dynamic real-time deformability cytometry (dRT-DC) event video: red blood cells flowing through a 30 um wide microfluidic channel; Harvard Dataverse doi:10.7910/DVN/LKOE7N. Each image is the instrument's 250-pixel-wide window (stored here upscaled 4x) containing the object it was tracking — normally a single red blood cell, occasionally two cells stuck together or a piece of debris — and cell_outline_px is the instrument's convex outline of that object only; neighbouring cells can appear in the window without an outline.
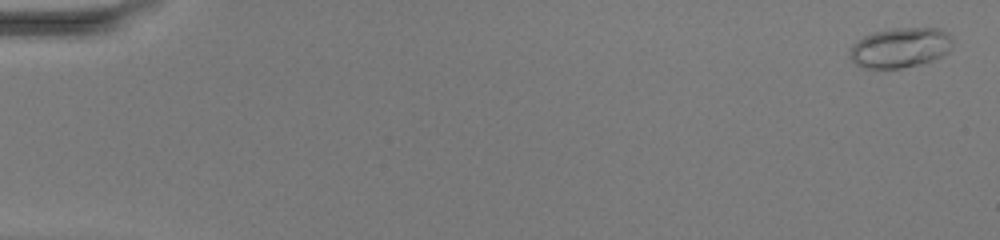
{"species": "common noctule bat (a hibernating species)", "species_latin": "Nyctalus noctula", "temperature_condition": "warm", "stored_images_in_passage": 51, "camera_frame_rate_fps": 3000, "um_per_image_px": 0.085, "animal": {"sex": "female", "body_mass_g": 20.0, "forearm_length_mm": 54.0}, "frame": {"image": 1, "passage_image": 2, "time_ms": 0.333, "image_size_px": [1000, 240], "cell_outline_px": [[952, 48], [948, 52], [932, 60], [920, 64], [900, 68], [864, 68], [856, 64], [848, 56], [848, 52], [852, 44], [856, 40], [872, 32], [888, 28], [940, 28], [948, 32], [952, 40]], "centroid_in_image_um": [76.49, 4.03], "position_along_channel_um": 8.5, "area_um2": 24.28}}
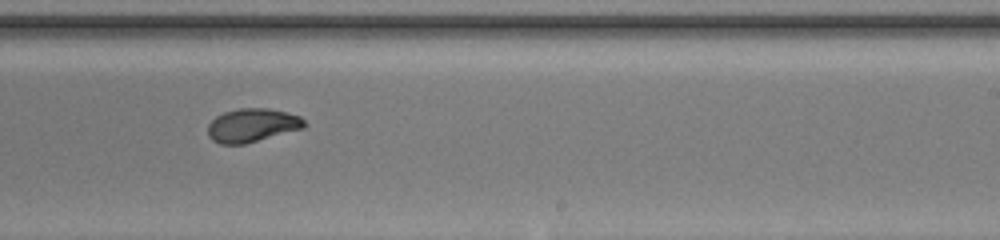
{"frame": {"image": 2, "passage_image": 33, "time_ms": 10.667, "image_size_px": [1000, 240], "cell_outline_px": [[308, 124], [304, 128], [244, 144], [220, 144], [212, 140], [208, 136], [208, 124], [216, 116], [224, 112], [240, 108], [268, 108], [300, 116]], "centroid_in_image_um": [21.43, 10.65], "position_along_channel_um": 267.6, "area_um2": 18.84}}
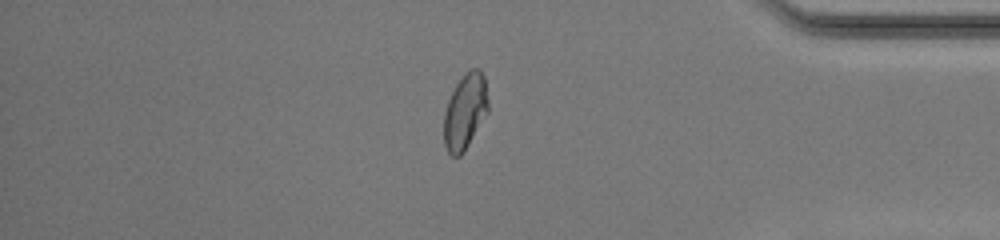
{"frame": {"image": 3, "passage_image": 44, "time_ms": 14.333, "image_size_px": [1000, 240], "cell_outline_px": [[488, 112], [464, 152], [460, 156], [452, 156], [448, 152], [444, 144], [444, 112], [448, 100], [456, 84], [472, 68], [480, 68], [484, 76], [488, 100]], "centroid_in_image_um": [39.54, 9.5], "position_along_channel_um": 395.7, "area_um2": 19.36}, "authors_computed_cell_mechanics": {"area_um2": 19.7676, "velocity_mm_per_s": 4.1537, "shape_relaxation_time_tau1_ms": 5.4723, "shape_relaxation_time_tau2_ms": 0.8916, "deformation_change_tau1": 0.2315, "deformation_change_tau2": 0.0477}}